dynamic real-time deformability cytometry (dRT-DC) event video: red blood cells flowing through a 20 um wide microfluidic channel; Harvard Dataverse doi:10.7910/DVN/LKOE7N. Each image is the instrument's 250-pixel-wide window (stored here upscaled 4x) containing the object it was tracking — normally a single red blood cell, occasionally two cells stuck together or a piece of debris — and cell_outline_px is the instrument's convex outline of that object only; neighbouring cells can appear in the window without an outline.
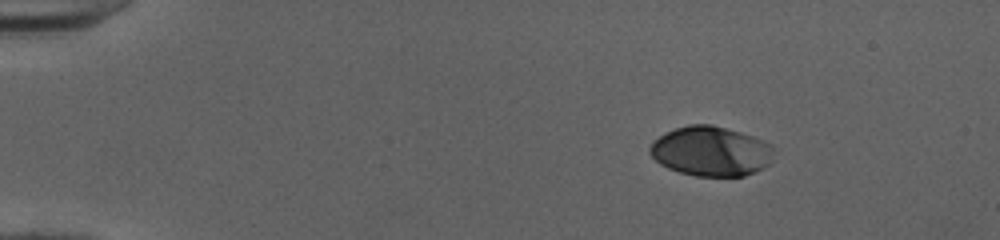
{"species": "human", "species_latin": "Homo sapiens", "temperature_condition": "cold", "stored_images_in_passage": 45, "camera_frame_rate_fps": 3000, "um_per_image_px": 0.085, "donor": {"sex": "female"}, "frame": {"image": 1, "passage_image": 1, "time_ms": 0.0, "image_size_px": [1000, 240], "cell_outline_px": [[772, 148], [768, 164], [764, 168], [744, 176], [696, 176], [680, 172], [668, 168], [660, 164], [648, 152], [648, 148], [664, 132], [688, 124], [712, 124], [740, 132], [752, 136], [768, 144]], "centroid_in_image_um": [60.37, 12.85], "position_along_channel_um": 24.6, "area_um2": 35.55}}
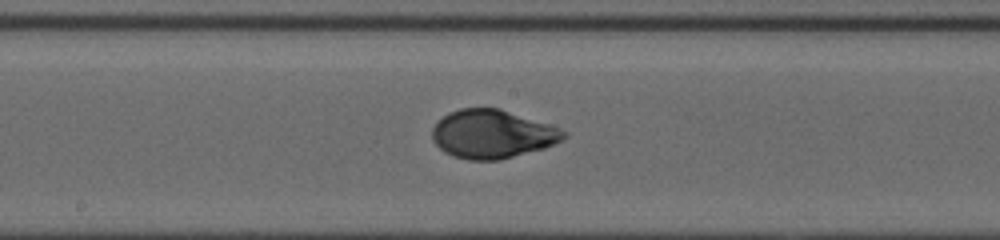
{"frame": {"image": 2, "passage_image": 22, "time_ms": 7.0, "image_size_px": [1000, 240], "cell_outline_px": [[568, 136], [544, 148], [500, 160], [468, 160], [444, 152], [432, 140], [432, 128], [448, 112], [460, 108], [500, 108], [560, 128], [568, 132]], "centroid_in_image_um": [41.84, 11.39], "position_along_channel_um": 206.4, "area_um2": 36.99}}
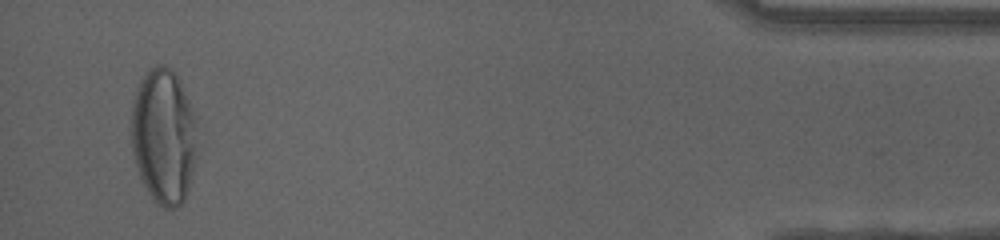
{"frame": {"image": 3, "passage_image": 43, "time_ms": 14.0, "image_size_px": [1000, 240], "cell_outline_px": [[192, 172], [188, 188], [184, 200], [176, 208], [164, 208], [156, 204], [148, 192], [140, 176], [132, 152], [128, 128], [132, 100], [136, 88], [140, 80], [156, 64], [164, 64], [172, 68], [176, 72], [180, 80], [188, 100], [192, 112]], "centroid_in_image_um": [13.8, 11.54], "position_along_channel_um": 421.4, "area_um2": 51.38}, "authors_computed_cell_mechanics": {"area_um2": 36.9342, "velocity_mm_per_s": 4.0138, "shape_relaxation_time_tau1_ms": 5.2576, "shape_relaxation_time_tau2_ms": null, "deformation_change_tau1": 0.2213, "deformation_change_tau2": null}}